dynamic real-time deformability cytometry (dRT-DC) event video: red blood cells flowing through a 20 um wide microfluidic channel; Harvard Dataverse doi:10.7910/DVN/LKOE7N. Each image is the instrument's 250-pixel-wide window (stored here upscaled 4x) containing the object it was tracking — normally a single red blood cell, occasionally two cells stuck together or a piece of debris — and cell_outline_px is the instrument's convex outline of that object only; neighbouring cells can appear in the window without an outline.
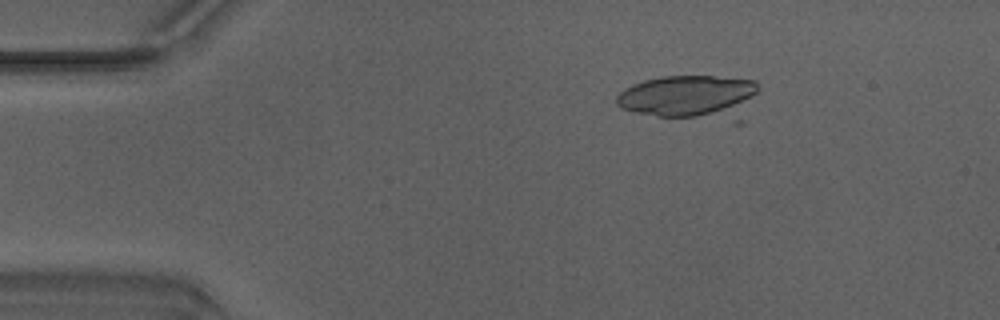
{"species": "Egyptian fruit bat (a non-hibernating species)", "species_latin": "Rousettus aegyptiacus", "temperature_condition": "warm", "stored_images_in_passage": 3, "camera_frame_rate_fps": 3000, "um_per_image_px": 0.085, "animal": {"sex": "male"}, "frame": {"image": 1, "passage_image": 2, "time_ms": 0.333, "image_size_px": [1000, 320], "cell_outline_px": [[756, 92], [732, 108], [696, 116], [656, 116], [636, 112], [620, 108], [616, 104], [616, 96], [624, 88], [632, 84], [644, 80], [664, 76], [712, 76], [756, 80]], "centroid_in_image_um": [58.22, 8.09], "position_along_channel_um": 26.8, "area_um2": 32.43}}